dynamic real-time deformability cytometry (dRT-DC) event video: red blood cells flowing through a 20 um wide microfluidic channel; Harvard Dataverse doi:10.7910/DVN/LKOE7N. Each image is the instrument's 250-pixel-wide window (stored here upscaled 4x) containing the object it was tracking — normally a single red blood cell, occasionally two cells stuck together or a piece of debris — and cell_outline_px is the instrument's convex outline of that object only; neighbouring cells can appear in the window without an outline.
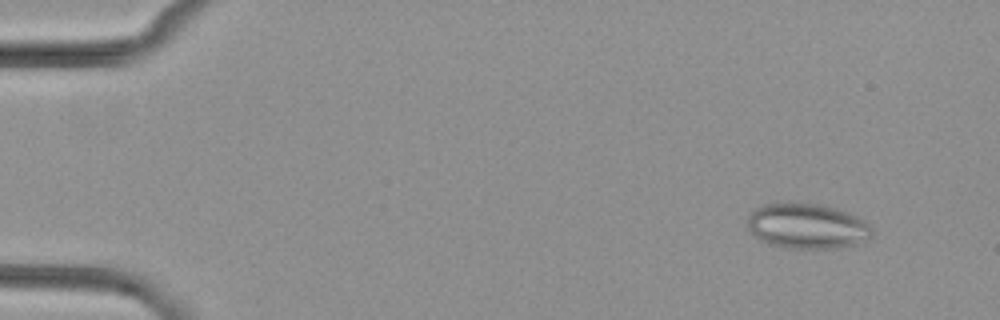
{"species": "common noctule bat (a hibernating species)", "species_latin": "Nyctalus noctula", "temperature_condition": "cold", "stored_images_in_passage": 7, "camera_frame_rate_fps": 3000, "um_per_image_px": 0.085, "animal": {"sex": "female", "body_mass_g": 29.2, "forearm_length_mm": 56.3}, "frame": {"image": 1, "passage_image": 2, "time_ms": 1.0, "image_size_px": [1000, 320], "cell_outline_px": [[872, 236], [856, 244], [836, 248], [788, 248], [768, 244], [760, 240], [748, 228], [748, 216], [756, 208], [764, 204], [792, 200], [820, 204], [836, 208], [848, 212], [864, 220], [872, 228]], "centroid_in_image_um": [68.59, 19.18], "position_along_channel_um": 16.4, "area_um2": 33.29}}